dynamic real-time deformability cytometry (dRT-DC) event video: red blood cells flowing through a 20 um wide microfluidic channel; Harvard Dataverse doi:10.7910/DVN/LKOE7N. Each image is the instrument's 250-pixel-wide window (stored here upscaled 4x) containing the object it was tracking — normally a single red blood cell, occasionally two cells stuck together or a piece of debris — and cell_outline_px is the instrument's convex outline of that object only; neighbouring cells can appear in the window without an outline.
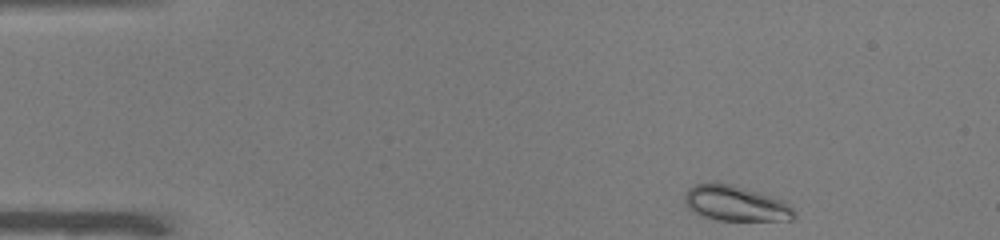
{"species": "common noctule bat (a hibernating species)", "species_latin": "Nyctalus noctula", "temperature_condition": "warm", "stored_images_in_passage": 45, "camera_frame_rate_fps": 3000, "um_per_image_px": 0.085, "animal": {"sex": "male", "body_mass_g": 19.0, "forearm_length_mm": 50.8}, "frame": {"image": 1, "passage_image": 1, "time_ms": 0.0, "image_size_px": [1000, 240], "cell_outline_px": [[796, 216], [792, 220], [716, 220], [700, 216], [692, 212], [688, 208], [684, 200], [684, 196], [688, 188], [692, 184], [732, 184], [760, 192], [784, 200], [792, 208]], "centroid_in_image_um": [62.52, 17.3], "position_along_channel_um": 22.5, "area_um2": 22.6}}
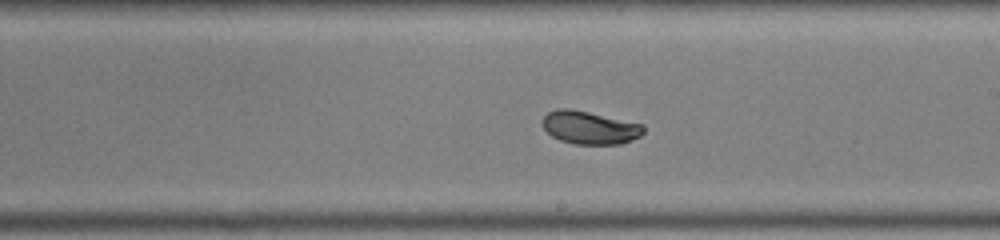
{"frame": {"image": 2, "passage_image": 24, "time_ms": 7.667, "image_size_px": [1000, 240], "cell_outline_px": [[644, 132], [640, 136], [632, 140], [620, 144], [572, 144], [560, 140], [552, 136], [540, 124], [540, 120], [548, 112], [556, 108], [568, 108], [588, 112], [644, 124]], "centroid_in_image_um": [50.1, 10.84], "position_along_channel_um": 238.9, "area_um2": 19.59}}
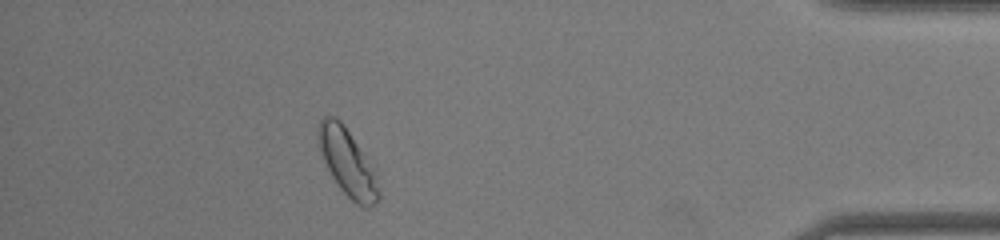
{"frame": {"image": 3, "passage_image": 40, "time_ms": 13.0, "image_size_px": [1000, 240], "cell_outline_px": [[380, 196], [368, 208], [364, 208], [356, 204], [336, 184], [320, 152], [316, 140], [316, 132], [320, 120], [324, 116], [336, 116], [344, 124], [376, 168], [380, 192]], "centroid_in_image_um": [29.55, 13.77], "position_along_channel_um": 405.7, "area_um2": 24.1}, "authors_computed_cell_mechanics": {"area_um2": 20.4034, "velocity_mm_per_s": 3.9526, "shape_relaxation_time_tau1_ms": 2.8875, "shape_relaxation_time_tau2_ms": null, "deformation_change_tau1": 0.1224, "deformation_change_tau2": null}}